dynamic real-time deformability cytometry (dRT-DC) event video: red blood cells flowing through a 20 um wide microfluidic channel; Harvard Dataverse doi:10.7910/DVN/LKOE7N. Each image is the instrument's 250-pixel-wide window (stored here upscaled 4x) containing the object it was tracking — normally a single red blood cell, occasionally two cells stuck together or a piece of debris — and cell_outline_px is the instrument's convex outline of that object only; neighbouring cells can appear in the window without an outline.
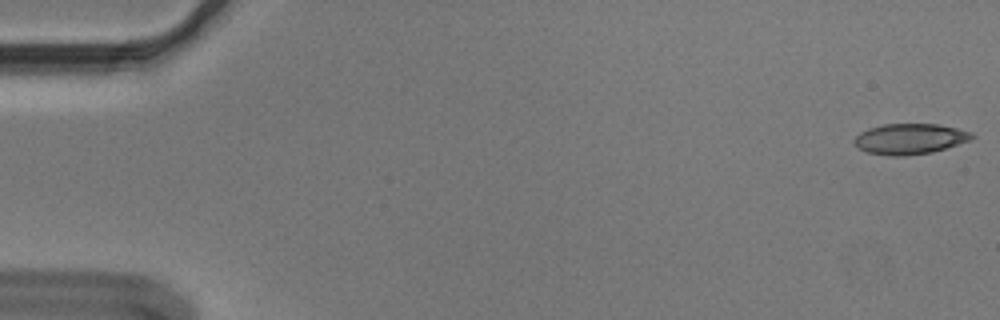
{"species": "Egyptian fruit bat (a non-hibernating species)", "species_latin": "Rousettus aegyptiacus", "temperature_condition": "cold", "stored_images_in_passage": 55, "camera_frame_rate_fps": 3000, "um_per_image_px": 0.085, "animal": {"sex": "male"}, "frame": {"image": 1, "passage_image": 1, "time_ms": 0.0, "image_size_px": [1000, 320], "cell_outline_px": [[976, 136], [972, 140], [932, 152], [904, 156], [888, 156], [868, 152], [860, 148], [852, 140], [860, 132], [868, 128], [884, 124], [940, 124], [972, 132]], "centroid_in_image_um": [77.36, 11.8], "position_along_channel_um": 7.6, "area_um2": 21.04}}
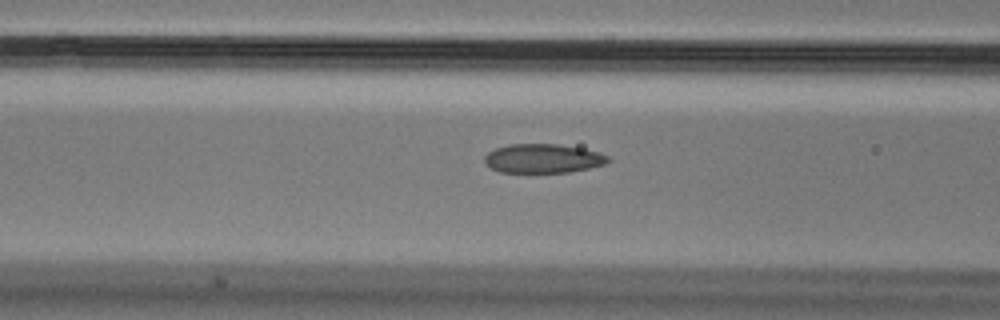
{"frame": {"image": 2, "passage_image": 22, "time_ms": 7.0, "image_size_px": [1000, 320], "cell_outline_px": [[612, 160], [604, 164], [588, 168], [568, 172], [500, 172], [484, 164], [484, 156], [488, 152], [496, 148], [508, 144], [560, 144], [600, 152], [608, 156]], "centroid_in_image_um": [46.14, 13.46], "position_along_channel_um": 120.5, "area_um2": 20.92}}
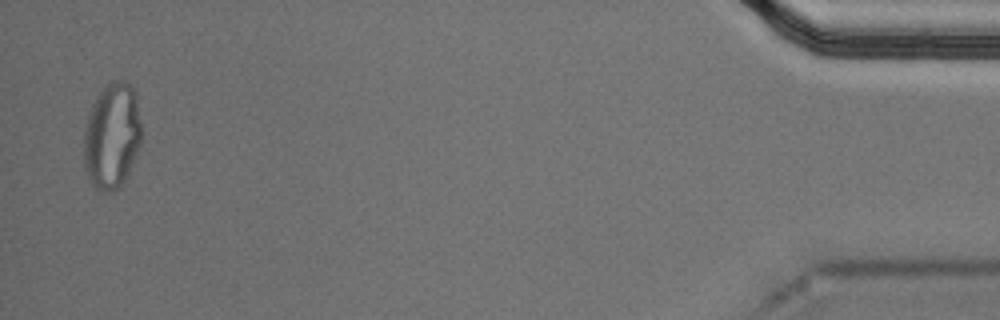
{"frame": {"image": 3, "passage_image": 54, "time_ms": 17.667, "image_size_px": [1000, 320], "cell_outline_px": [[140, 144], [128, 176], [120, 188], [112, 192], [104, 192], [96, 188], [92, 184], [84, 168], [84, 132], [88, 116], [92, 104], [104, 84], [112, 80], [124, 80], [132, 84], [136, 92], [140, 120]], "centroid_in_image_um": [9.52, 11.54], "position_along_channel_um": 425.7, "area_um2": 36.07}, "authors_computed_cell_mechanics": {"area_um2": 21.5016, "velocity_mm_per_s": 3.6363, "shape_relaxation_time_tau1_ms": null, "shape_relaxation_time_tau2_ms": 2.1165, "deformation_change_tau1": null, "deformation_change_tau2": 0.0761}}